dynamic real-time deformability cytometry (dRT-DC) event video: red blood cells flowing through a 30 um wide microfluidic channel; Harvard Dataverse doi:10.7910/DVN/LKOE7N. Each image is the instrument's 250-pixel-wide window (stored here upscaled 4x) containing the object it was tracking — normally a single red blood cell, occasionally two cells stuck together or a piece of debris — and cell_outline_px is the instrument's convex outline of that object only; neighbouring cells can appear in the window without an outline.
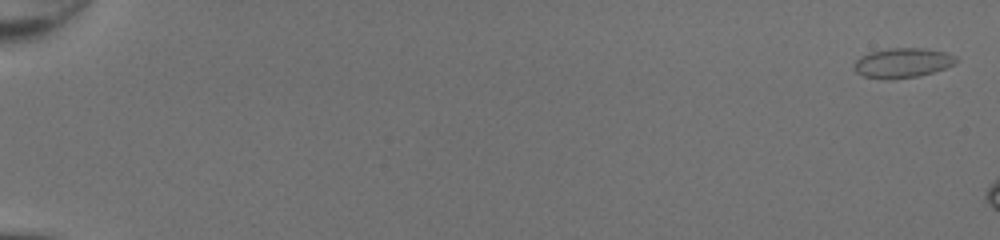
{"species": "common noctule bat (a hibernating species)", "species_latin": "Nyctalus noctula", "temperature_condition": "room temperature", "stored_images_in_passage": 8, "camera_frame_rate_fps": 3000, "um_per_image_px": 0.085, "animal": {"sex": "female", "body_mass_g": 20.0, "forearm_length_mm": 54.0}, "frame": {"image": 1, "passage_image": 2, "time_ms": 0.333, "image_size_px": [1000, 240], "cell_outline_px": [[960, 60], [956, 64], [932, 72], [916, 76], [892, 80], [888, 80], [864, 76], [856, 72], [852, 68], [852, 64], [860, 56], [868, 52], [888, 48], [924, 48], [944, 52], [956, 56]], "centroid_in_image_um": [76.69, 5.34], "position_along_channel_um": 8.3, "area_um2": 17.92}}